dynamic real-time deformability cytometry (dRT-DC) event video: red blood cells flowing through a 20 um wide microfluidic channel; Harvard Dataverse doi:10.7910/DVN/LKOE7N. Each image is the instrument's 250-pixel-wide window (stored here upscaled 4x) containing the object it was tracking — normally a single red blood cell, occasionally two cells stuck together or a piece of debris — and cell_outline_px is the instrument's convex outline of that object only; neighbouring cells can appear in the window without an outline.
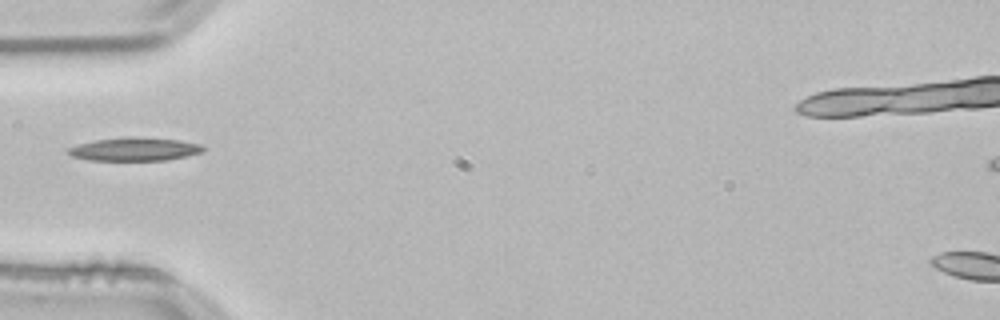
{"species": "common noctule bat (a hibernating species)", "species_latin": "Nyctalus noctula", "temperature_condition": "room temperature", "stored_images_in_passage": 23, "camera_frame_rate_fps": 3000, "um_per_image_px": 0.085, "animal": {"sex": "male", "body_mass_g": 21.5, "forearm_length_mm": 52.0}, "frame": {"image": 1, "passage_image": 1, "time_ms": 0.0, "image_size_px": [1000, 320], "cell_outline_px": [[208, 148], [204, 152], [188, 156], [168, 160], [88, 160], [72, 156], [64, 152], [68, 148], [80, 144], [96, 140], [124, 136], [136, 136], [180, 140], [200, 144]], "centroid_in_image_um": [11.49, 12.67], "position_along_channel_um": 73.5, "area_um2": 18.67}}
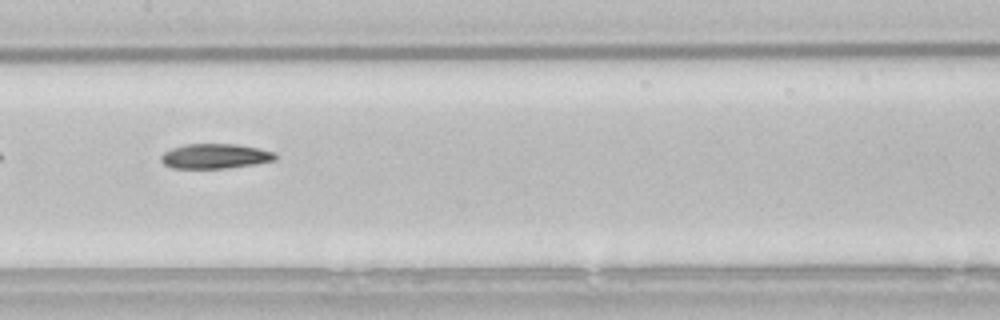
{"frame": {"image": 2, "passage_image": 10, "time_ms": 3.0, "image_size_px": [1000, 320], "cell_outline_px": [[276, 160], [256, 164], [228, 168], [172, 168], [164, 164], [160, 160], [160, 156], [164, 152], [172, 148], [184, 144], [236, 144], [276, 152]], "centroid_in_image_um": [18.28, 13.28], "position_along_channel_um": 189.1, "area_um2": 16.59}}